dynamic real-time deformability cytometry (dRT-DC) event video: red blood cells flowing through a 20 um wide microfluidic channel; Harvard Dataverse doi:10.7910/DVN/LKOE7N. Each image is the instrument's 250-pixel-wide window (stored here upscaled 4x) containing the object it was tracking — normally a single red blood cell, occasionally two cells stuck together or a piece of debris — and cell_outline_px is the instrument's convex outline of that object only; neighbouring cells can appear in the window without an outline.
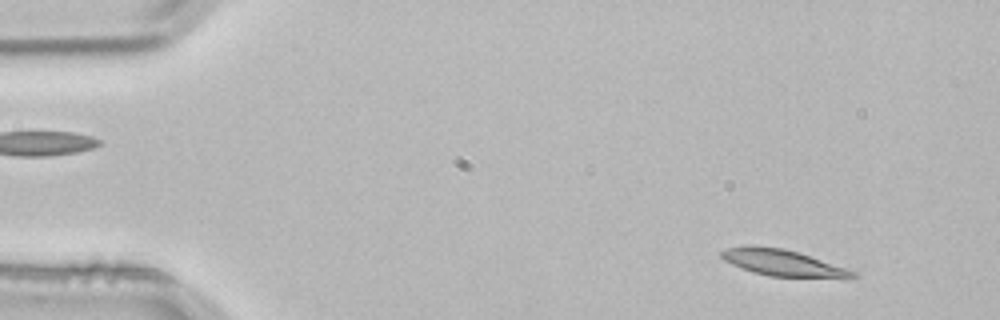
{"species": "common noctule bat (a hibernating species)", "species_latin": "Nyctalus noctula", "temperature_condition": "room temperature", "stored_images_in_passage": 4, "camera_frame_rate_fps": 3000, "um_per_image_px": 0.085, "animal": {"sex": "male", "body_mass_g": 21.5, "forearm_length_mm": 52.0}, "frame": {"image": 1, "passage_image": 4, "time_ms": 1.0, "image_size_px": [1000, 320], "cell_outline_px": [[860, 276], [848, 280], [844, 280], [768, 276], [740, 268], [724, 260], [720, 256], [720, 252], [728, 248], [784, 248], [800, 252], [860, 272]], "centroid_in_image_um": [66.82, 22.43], "position_along_channel_um": 18.2, "area_um2": 20.58}}